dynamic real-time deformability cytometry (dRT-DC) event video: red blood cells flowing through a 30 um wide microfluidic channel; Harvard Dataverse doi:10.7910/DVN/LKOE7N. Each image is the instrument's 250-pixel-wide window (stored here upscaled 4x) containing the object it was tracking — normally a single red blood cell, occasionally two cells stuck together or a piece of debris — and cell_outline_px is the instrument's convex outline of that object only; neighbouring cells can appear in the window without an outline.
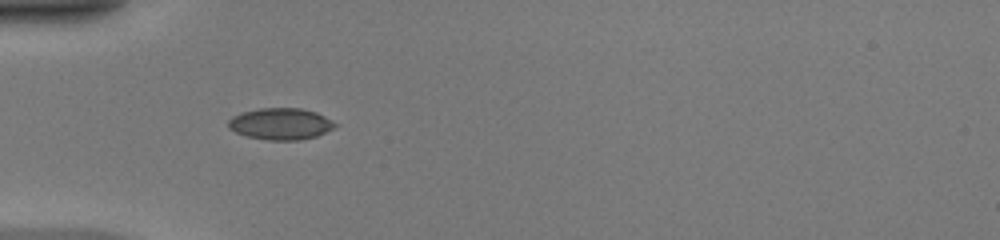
{"species": "common noctule bat (a hibernating species)", "species_latin": "Nyctalus noctula", "temperature_condition": "warm", "stored_images_in_passage": 34, "camera_frame_rate_fps": 3000, "um_per_image_px": 0.085, "animal": {"sex": "female", "body_mass_g": 20.0, "forearm_length_mm": 54.0}, "frame": {"image": 1, "passage_image": 1, "time_ms": 0.0, "image_size_px": [1000, 240], "cell_outline_px": [[336, 124], [332, 128], [316, 136], [300, 140], [268, 140], [248, 136], [236, 132], [228, 128], [228, 120], [232, 116], [240, 112], [260, 108], [300, 108], [316, 112], [332, 120]], "centroid_in_image_um": [23.81, 10.52], "position_along_channel_um": 61.2, "area_um2": 19.54}}
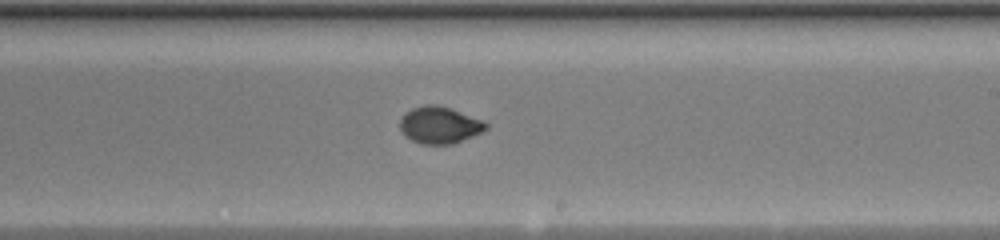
{"frame": {"image": 2, "passage_image": 15, "time_ms": 4.667, "image_size_px": [1000, 240], "cell_outline_px": [[488, 128], [472, 136], [452, 144], [420, 144], [404, 136], [400, 132], [400, 120], [404, 112], [412, 108], [424, 104], [436, 104], [484, 120], [488, 124]], "centroid_in_image_um": [37.32, 10.63], "position_along_channel_um": 251.7, "area_um2": 18.55}}
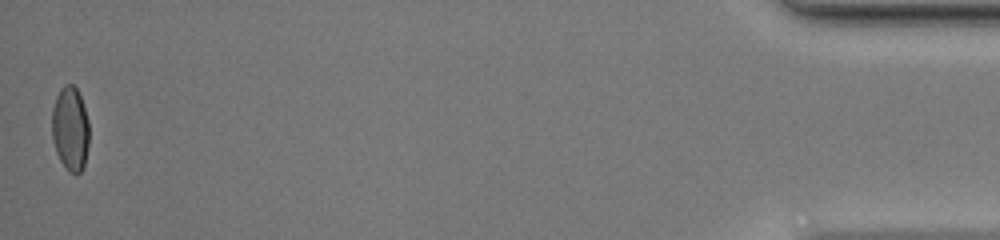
{"frame": {"image": 3, "passage_image": 34, "time_ms": 11.0, "image_size_px": [1000, 240], "cell_outline_px": [[88, 144], [84, 168], [76, 176], [68, 172], [60, 160], [56, 152], [52, 136], [52, 108], [56, 96], [60, 88], [64, 84], [72, 84], [76, 88], [80, 96], [88, 120]], "centroid_in_image_um": [5.96, 10.97], "position_along_channel_um": 429.2, "area_um2": 18.44}}